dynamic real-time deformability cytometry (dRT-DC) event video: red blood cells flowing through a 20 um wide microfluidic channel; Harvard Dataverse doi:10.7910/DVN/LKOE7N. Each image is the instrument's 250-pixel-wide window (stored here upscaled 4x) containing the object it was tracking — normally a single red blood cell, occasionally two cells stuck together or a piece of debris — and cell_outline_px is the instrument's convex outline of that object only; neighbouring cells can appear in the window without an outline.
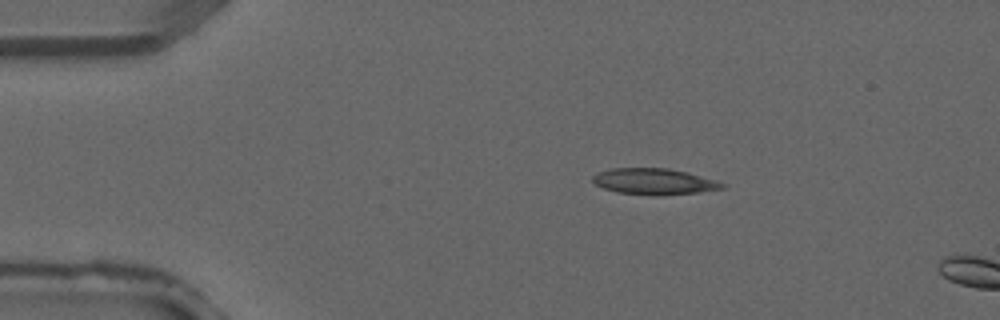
{"species": "common noctule bat (a hibernating species)", "species_latin": "Nyctalus noctula", "temperature_condition": "warm", "stored_images_in_passage": 2, "camera_frame_rate_fps": 3000, "um_per_image_px": 0.085, "animal": {"sex": "male", "forearm_length_mm": 52.5}, "frame": {"image": 1, "passage_image": 1, "time_ms": 0.0, "image_size_px": [1000, 320], "cell_outline_px": [[724, 188], [696, 192], [616, 192], [604, 188], [596, 184], [592, 180], [592, 176], [596, 172], [608, 168], [668, 168], [688, 172], [716, 180], [724, 184]], "centroid_in_image_um": [55.54, 15.35], "position_along_channel_um": 29.5, "area_um2": 18.61}}